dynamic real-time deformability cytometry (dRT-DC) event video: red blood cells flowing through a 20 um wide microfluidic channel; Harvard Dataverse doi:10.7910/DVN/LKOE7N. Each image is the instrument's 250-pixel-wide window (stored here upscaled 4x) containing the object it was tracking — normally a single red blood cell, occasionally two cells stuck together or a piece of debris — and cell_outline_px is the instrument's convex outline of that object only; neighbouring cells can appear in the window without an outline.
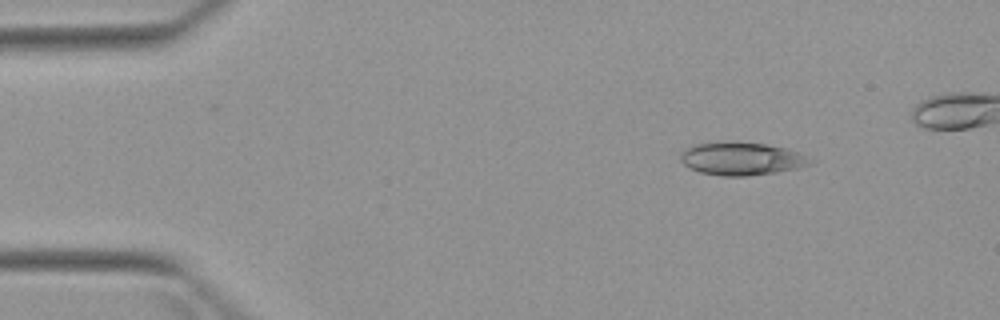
{"species": "Egyptian fruit bat (a non-hibernating species)", "species_latin": "Rousettus aegyptiacus", "temperature_condition": "warm", "stored_images_in_passage": 3, "camera_frame_rate_fps": 3000, "um_per_image_px": 0.085, "animal": {"sex": "female"}, "frame": {"image": 1, "passage_image": 3, "time_ms": 2.333, "image_size_px": [1000, 320], "cell_outline_px": [[816, 160], [808, 164], [796, 168], [776, 172], [744, 176], [720, 176], [700, 172], [688, 168], [680, 160], [680, 156], [692, 144], [764, 144], [784, 148], [796, 152]], "centroid_in_image_um": [63.03, 13.53], "position_along_channel_um": 22.0, "area_um2": 23.87}}